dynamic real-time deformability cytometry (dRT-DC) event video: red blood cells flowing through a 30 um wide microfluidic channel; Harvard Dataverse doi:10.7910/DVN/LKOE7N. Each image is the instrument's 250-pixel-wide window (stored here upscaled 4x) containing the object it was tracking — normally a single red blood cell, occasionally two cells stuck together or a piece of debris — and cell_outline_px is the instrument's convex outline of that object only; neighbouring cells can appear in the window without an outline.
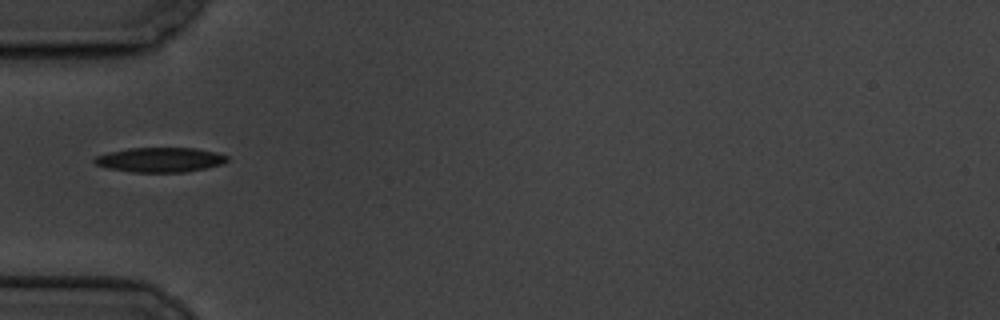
{"species": "common noctule bat (a hibernating species)", "species_latin": "Nyctalus noctula", "temperature_condition": "cold", "stored_images_in_passage": 5, "camera_frame_rate_fps": 3000, "um_per_image_px": 0.085, "animal": {"sex": "male", "body_mass_g": 19.5, "forearm_length_mm": 54.6}, "frame": {"image": 1, "passage_image": 1, "time_ms": 0.0, "image_size_px": [1000, 320], "cell_outline_px": [[228, 160], [224, 164], [184, 172], [132, 172], [108, 168], [96, 164], [92, 160], [96, 156], [108, 152], [128, 148], [196, 148], [216, 152], [228, 156]], "centroid_in_image_um": [13.61, 13.57], "position_along_channel_um": 71.4, "area_um2": 19.07}}
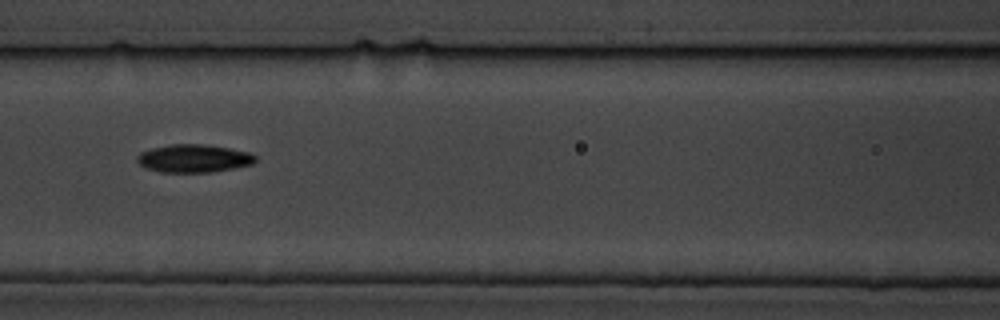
{"frame": {"image": 2, "passage_image": 3, "time_ms": 2.333, "image_size_px": [1000, 320], "cell_outline_px": [[256, 160], [252, 164], [236, 168], [212, 172], [160, 172], [144, 168], [136, 160], [136, 156], [140, 152], [152, 148], [172, 144], [204, 144], [228, 148], [248, 152], [256, 156]], "centroid_in_image_um": [16.44, 13.47], "position_along_channel_um": 150.2, "area_um2": 19.36}}
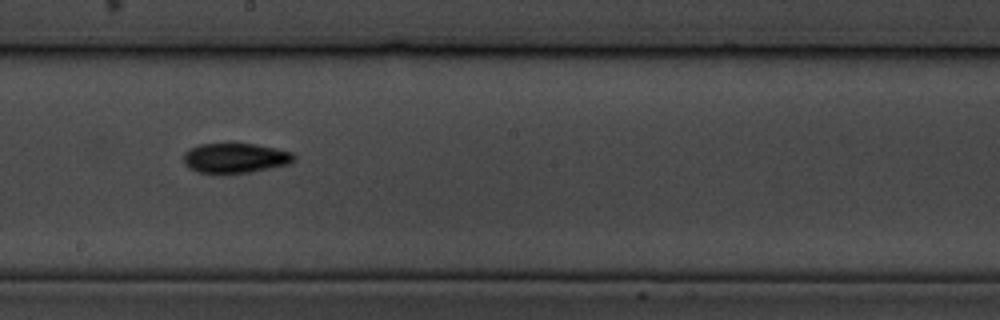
{"frame": {"image": 3, "passage_image": 5, "time_ms": 4.667, "image_size_px": [1000, 320], "cell_outline_px": [[296, 160], [288, 164], [252, 172], [196, 172], [188, 168], [184, 164], [184, 152], [188, 148], [200, 144], [256, 144], [276, 148], [292, 152], [296, 156]], "centroid_in_image_um": [20.0, 13.42], "position_along_channel_um": 228.2, "area_um2": 19.13}}